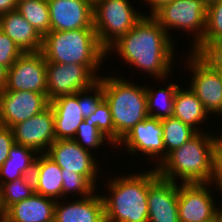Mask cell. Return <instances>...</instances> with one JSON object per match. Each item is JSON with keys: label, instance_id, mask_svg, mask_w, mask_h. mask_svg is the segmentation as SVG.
<instances>
[{"label": "cell", "instance_id": "6da1fadb", "mask_svg": "<svg viewBox=\"0 0 222 222\" xmlns=\"http://www.w3.org/2000/svg\"><path fill=\"white\" fill-rule=\"evenodd\" d=\"M172 38L151 15L145 14L127 34L107 49L106 56L116 51L124 63L163 81L168 79L175 64L174 47L177 45Z\"/></svg>", "mask_w": 222, "mask_h": 222}, {"label": "cell", "instance_id": "7a4b0ae2", "mask_svg": "<svg viewBox=\"0 0 222 222\" xmlns=\"http://www.w3.org/2000/svg\"><path fill=\"white\" fill-rule=\"evenodd\" d=\"M213 134L206 130L197 132L171 151L156 167L158 175L180 184L209 183L213 174V151L219 137Z\"/></svg>", "mask_w": 222, "mask_h": 222}, {"label": "cell", "instance_id": "3957f363", "mask_svg": "<svg viewBox=\"0 0 222 222\" xmlns=\"http://www.w3.org/2000/svg\"><path fill=\"white\" fill-rule=\"evenodd\" d=\"M41 52L47 63L86 65L98 78L107 58L95 29L50 31L43 36Z\"/></svg>", "mask_w": 222, "mask_h": 222}, {"label": "cell", "instance_id": "277c9868", "mask_svg": "<svg viewBox=\"0 0 222 222\" xmlns=\"http://www.w3.org/2000/svg\"><path fill=\"white\" fill-rule=\"evenodd\" d=\"M108 179L101 195L106 222H148V170Z\"/></svg>", "mask_w": 222, "mask_h": 222}, {"label": "cell", "instance_id": "5b68a950", "mask_svg": "<svg viewBox=\"0 0 222 222\" xmlns=\"http://www.w3.org/2000/svg\"><path fill=\"white\" fill-rule=\"evenodd\" d=\"M98 80L103 86L104 100L110 107L117 145L137 123L149 117L145 84L140 86L114 74L102 75Z\"/></svg>", "mask_w": 222, "mask_h": 222}, {"label": "cell", "instance_id": "8992f818", "mask_svg": "<svg viewBox=\"0 0 222 222\" xmlns=\"http://www.w3.org/2000/svg\"><path fill=\"white\" fill-rule=\"evenodd\" d=\"M129 1L96 0L93 3V27L106 51L145 16L141 11H136Z\"/></svg>", "mask_w": 222, "mask_h": 222}, {"label": "cell", "instance_id": "52a82bcc", "mask_svg": "<svg viewBox=\"0 0 222 222\" xmlns=\"http://www.w3.org/2000/svg\"><path fill=\"white\" fill-rule=\"evenodd\" d=\"M207 5L202 0H172L159 7L151 16L169 34V30L193 34L192 49L202 40L206 26Z\"/></svg>", "mask_w": 222, "mask_h": 222}, {"label": "cell", "instance_id": "ba28073f", "mask_svg": "<svg viewBox=\"0 0 222 222\" xmlns=\"http://www.w3.org/2000/svg\"><path fill=\"white\" fill-rule=\"evenodd\" d=\"M189 52L185 58L186 67L192 72L189 89L209 115L222 116V78L218 69L203 54Z\"/></svg>", "mask_w": 222, "mask_h": 222}, {"label": "cell", "instance_id": "9c48e42d", "mask_svg": "<svg viewBox=\"0 0 222 222\" xmlns=\"http://www.w3.org/2000/svg\"><path fill=\"white\" fill-rule=\"evenodd\" d=\"M47 61L41 51L24 52L6 70L4 91H33L47 96Z\"/></svg>", "mask_w": 222, "mask_h": 222}, {"label": "cell", "instance_id": "30bf717a", "mask_svg": "<svg viewBox=\"0 0 222 222\" xmlns=\"http://www.w3.org/2000/svg\"><path fill=\"white\" fill-rule=\"evenodd\" d=\"M46 77L49 101L62 95H73L99 79L86 65L75 63H47Z\"/></svg>", "mask_w": 222, "mask_h": 222}, {"label": "cell", "instance_id": "8fae6325", "mask_svg": "<svg viewBox=\"0 0 222 222\" xmlns=\"http://www.w3.org/2000/svg\"><path fill=\"white\" fill-rule=\"evenodd\" d=\"M209 185V183H179V222H217L218 203H215Z\"/></svg>", "mask_w": 222, "mask_h": 222}, {"label": "cell", "instance_id": "7c38bea8", "mask_svg": "<svg viewBox=\"0 0 222 222\" xmlns=\"http://www.w3.org/2000/svg\"><path fill=\"white\" fill-rule=\"evenodd\" d=\"M179 183L164 179L157 169H148V222H179Z\"/></svg>", "mask_w": 222, "mask_h": 222}, {"label": "cell", "instance_id": "4fadbf2b", "mask_svg": "<svg viewBox=\"0 0 222 222\" xmlns=\"http://www.w3.org/2000/svg\"><path fill=\"white\" fill-rule=\"evenodd\" d=\"M163 127L161 120L147 117L137 123L115 146L126 147L127 153L141 154L148 158H157L155 168L165 159V147L163 143ZM123 145V146H122ZM159 156V158H158Z\"/></svg>", "mask_w": 222, "mask_h": 222}, {"label": "cell", "instance_id": "5bb4252c", "mask_svg": "<svg viewBox=\"0 0 222 222\" xmlns=\"http://www.w3.org/2000/svg\"><path fill=\"white\" fill-rule=\"evenodd\" d=\"M46 154L62 169L87 177L95 186L99 176V161L91 151L82 148L73 139L55 140Z\"/></svg>", "mask_w": 222, "mask_h": 222}, {"label": "cell", "instance_id": "9a60e30c", "mask_svg": "<svg viewBox=\"0 0 222 222\" xmlns=\"http://www.w3.org/2000/svg\"><path fill=\"white\" fill-rule=\"evenodd\" d=\"M50 105L48 97L33 91H0L1 126L12 128L42 112Z\"/></svg>", "mask_w": 222, "mask_h": 222}, {"label": "cell", "instance_id": "2e32d148", "mask_svg": "<svg viewBox=\"0 0 222 222\" xmlns=\"http://www.w3.org/2000/svg\"><path fill=\"white\" fill-rule=\"evenodd\" d=\"M11 129L16 144L30 147L37 153H46L56 140L52 107L49 105L42 112L14 125Z\"/></svg>", "mask_w": 222, "mask_h": 222}, {"label": "cell", "instance_id": "e0dca14e", "mask_svg": "<svg viewBox=\"0 0 222 222\" xmlns=\"http://www.w3.org/2000/svg\"><path fill=\"white\" fill-rule=\"evenodd\" d=\"M50 31L94 29L93 2L90 0H47Z\"/></svg>", "mask_w": 222, "mask_h": 222}, {"label": "cell", "instance_id": "ac0fdd59", "mask_svg": "<svg viewBox=\"0 0 222 222\" xmlns=\"http://www.w3.org/2000/svg\"><path fill=\"white\" fill-rule=\"evenodd\" d=\"M64 204L56 201L55 222H106L103 200L96 192Z\"/></svg>", "mask_w": 222, "mask_h": 222}, {"label": "cell", "instance_id": "d6986e66", "mask_svg": "<svg viewBox=\"0 0 222 222\" xmlns=\"http://www.w3.org/2000/svg\"><path fill=\"white\" fill-rule=\"evenodd\" d=\"M55 124V139H73L78 126L84 121L81 105L78 104V92L62 95L50 101Z\"/></svg>", "mask_w": 222, "mask_h": 222}, {"label": "cell", "instance_id": "ffe728a7", "mask_svg": "<svg viewBox=\"0 0 222 222\" xmlns=\"http://www.w3.org/2000/svg\"><path fill=\"white\" fill-rule=\"evenodd\" d=\"M56 201L34 193L5 212V222H52L54 221Z\"/></svg>", "mask_w": 222, "mask_h": 222}, {"label": "cell", "instance_id": "44dd1931", "mask_svg": "<svg viewBox=\"0 0 222 222\" xmlns=\"http://www.w3.org/2000/svg\"><path fill=\"white\" fill-rule=\"evenodd\" d=\"M35 193L58 201L63 200L62 169L46 154L38 153L33 170Z\"/></svg>", "mask_w": 222, "mask_h": 222}, {"label": "cell", "instance_id": "7402d4cb", "mask_svg": "<svg viewBox=\"0 0 222 222\" xmlns=\"http://www.w3.org/2000/svg\"><path fill=\"white\" fill-rule=\"evenodd\" d=\"M0 29L23 52L41 51L43 37L17 10L0 16Z\"/></svg>", "mask_w": 222, "mask_h": 222}, {"label": "cell", "instance_id": "603a6c76", "mask_svg": "<svg viewBox=\"0 0 222 222\" xmlns=\"http://www.w3.org/2000/svg\"><path fill=\"white\" fill-rule=\"evenodd\" d=\"M208 114L202 102L189 87L187 89L186 87H178L174 97L172 116L179 118L183 123L191 126L197 132H202L203 122L209 120L210 115ZM199 125H201V128Z\"/></svg>", "mask_w": 222, "mask_h": 222}, {"label": "cell", "instance_id": "cb8c5ba5", "mask_svg": "<svg viewBox=\"0 0 222 222\" xmlns=\"http://www.w3.org/2000/svg\"><path fill=\"white\" fill-rule=\"evenodd\" d=\"M37 155L34 149L15 143L10 148L8 159L0 167V184L32 176Z\"/></svg>", "mask_w": 222, "mask_h": 222}, {"label": "cell", "instance_id": "d4e9b609", "mask_svg": "<svg viewBox=\"0 0 222 222\" xmlns=\"http://www.w3.org/2000/svg\"><path fill=\"white\" fill-rule=\"evenodd\" d=\"M145 84L146 99H147V111L149 117L156 119H164L172 116L174 107V97L176 90L180 86L179 84L171 83L166 87L154 88Z\"/></svg>", "mask_w": 222, "mask_h": 222}, {"label": "cell", "instance_id": "484cf974", "mask_svg": "<svg viewBox=\"0 0 222 222\" xmlns=\"http://www.w3.org/2000/svg\"><path fill=\"white\" fill-rule=\"evenodd\" d=\"M222 40V0L207 6L205 33L202 40L190 51L205 54Z\"/></svg>", "mask_w": 222, "mask_h": 222}, {"label": "cell", "instance_id": "4316f807", "mask_svg": "<svg viewBox=\"0 0 222 222\" xmlns=\"http://www.w3.org/2000/svg\"><path fill=\"white\" fill-rule=\"evenodd\" d=\"M16 10L42 37L50 32V12L47 0H18Z\"/></svg>", "mask_w": 222, "mask_h": 222}, {"label": "cell", "instance_id": "83f0119b", "mask_svg": "<svg viewBox=\"0 0 222 222\" xmlns=\"http://www.w3.org/2000/svg\"><path fill=\"white\" fill-rule=\"evenodd\" d=\"M161 125L164 133L165 158L171 151L181 147L197 133L194 128L174 116L162 119Z\"/></svg>", "mask_w": 222, "mask_h": 222}, {"label": "cell", "instance_id": "f1b7e54d", "mask_svg": "<svg viewBox=\"0 0 222 222\" xmlns=\"http://www.w3.org/2000/svg\"><path fill=\"white\" fill-rule=\"evenodd\" d=\"M35 193L32 176H23L0 184V210L5 212L10 206Z\"/></svg>", "mask_w": 222, "mask_h": 222}, {"label": "cell", "instance_id": "f546056e", "mask_svg": "<svg viewBox=\"0 0 222 222\" xmlns=\"http://www.w3.org/2000/svg\"><path fill=\"white\" fill-rule=\"evenodd\" d=\"M73 140L82 148L91 152H93L92 149L95 151L96 148L99 149L105 141H107L111 146L115 147L111 140L106 137L96 126H91L85 123V121L78 126Z\"/></svg>", "mask_w": 222, "mask_h": 222}, {"label": "cell", "instance_id": "4dcf8cb0", "mask_svg": "<svg viewBox=\"0 0 222 222\" xmlns=\"http://www.w3.org/2000/svg\"><path fill=\"white\" fill-rule=\"evenodd\" d=\"M85 123L96 126L116 146V131L108 103L104 100L97 110L84 119Z\"/></svg>", "mask_w": 222, "mask_h": 222}, {"label": "cell", "instance_id": "1f68e13d", "mask_svg": "<svg viewBox=\"0 0 222 222\" xmlns=\"http://www.w3.org/2000/svg\"><path fill=\"white\" fill-rule=\"evenodd\" d=\"M63 178V200L69 194H80V197H87L95 193L96 187L87 177L70 172H62ZM75 192V193H74Z\"/></svg>", "mask_w": 222, "mask_h": 222}, {"label": "cell", "instance_id": "d6a6232c", "mask_svg": "<svg viewBox=\"0 0 222 222\" xmlns=\"http://www.w3.org/2000/svg\"><path fill=\"white\" fill-rule=\"evenodd\" d=\"M103 101V86L99 80L92 86L78 91V104L81 105L84 119L94 113Z\"/></svg>", "mask_w": 222, "mask_h": 222}, {"label": "cell", "instance_id": "836d02e7", "mask_svg": "<svg viewBox=\"0 0 222 222\" xmlns=\"http://www.w3.org/2000/svg\"><path fill=\"white\" fill-rule=\"evenodd\" d=\"M24 52L0 29V64L10 68Z\"/></svg>", "mask_w": 222, "mask_h": 222}, {"label": "cell", "instance_id": "e575fe53", "mask_svg": "<svg viewBox=\"0 0 222 222\" xmlns=\"http://www.w3.org/2000/svg\"><path fill=\"white\" fill-rule=\"evenodd\" d=\"M209 184V187L215 184V188L219 189L218 193H222V135L220 134L213 151V174Z\"/></svg>", "mask_w": 222, "mask_h": 222}, {"label": "cell", "instance_id": "d590c367", "mask_svg": "<svg viewBox=\"0 0 222 222\" xmlns=\"http://www.w3.org/2000/svg\"><path fill=\"white\" fill-rule=\"evenodd\" d=\"M14 144L15 141L12 129L0 126V167L8 159L10 148Z\"/></svg>", "mask_w": 222, "mask_h": 222}, {"label": "cell", "instance_id": "8d00e7d4", "mask_svg": "<svg viewBox=\"0 0 222 222\" xmlns=\"http://www.w3.org/2000/svg\"><path fill=\"white\" fill-rule=\"evenodd\" d=\"M212 64H222V40L203 54Z\"/></svg>", "mask_w": 222, "mask_h": 222}, {"label": "cell", "instance_id": "74e56055", "mask_svg": "<svg viewBox=\"0 0 222 222\" xmlns=\"http://www.w3.org/2000/svg\"><path fill=\"white\" fill-rule=\"evenodd\" d=\"M18 0H0V16L15 11Z\"/></svg>", "mask_w": 222, "mask_h": 222}, {"label": "cell", "instance_id": "f35d334b", "mask_svg": "<svg viewBox=\"0 0 222 222\" xmlns=\"http://www.w3.org/2000/svg\"><path fill=\"white\" fill-rule=\"evenodd\" d=\"M144 3H148L150 8V14L148 15H152L159 7H161L162 5L169 3L172 0H144ZM147 1V2H146Z\"/></svg>", "mask_w": 222, "mask_h": 222}, {"label": "cell", "instance_id": "ab89813d", "mask_svg": "<svg viewBox=\"0 0 222 222\" xmlns=\"http://www.w3.org/2000/svg\"><path fill=\"white\" fill-rule=\"evenodd\" d=\"M6 68L0 64V91L4 89L6 83Z\"/></svg>", "mask_w": 222, "mask_h": 222}, {"label": "cell", "instance_id": "60d3db41", "mask_svg": "<svg viewBox=\"0 0 222 222\" xmlns=\"http://www.w3.org/2000/svg\"><path fill=\"white\" fill-rule=\"evenodd\" d=\"M218 202V207H217V222H222V204L219 206ZM221 207V208H220Z\"/></svg>", "mask_w": 222, "mask_h": 222}, {"label": "cell", "instance_id": "b9f144b4", "mask_svg": "<svg viewBox=\"0 0 222 222\" xmlns=\"http://www.w3.org/2000/svg\"><path fill=\"white\" fill-rule=\"evenodd\" d=\"M219 71L221 78H222V64H213Z\"/></svg>", "mask_w": 222, "mask_h": 222}, {"label": "cell", "instance_id": "7bdbcfd3", "mask_svg": "<svg viewBox=\"0 0 222 222\" xmlns=\"http://www.w3.org/2000/svg\"><path fill=\"white\" fill-rule=\"evenodd\" d=\"M207 6L220 0H202Z\"/></svg>", "mask_w": 222, "mask_h": 222}, {"label": "cell", "instance_id": "ee69618b", "mask_svg": "<svg viewBox=\"0 0 222 222\" xmlns=\"http://www.w3.org/2000/svg\"><path fill=\"white\" fill-rule=\"evenodd\" d=\"M0 222H5L4 212L0 210Z\"/></svg>", "mask_w": 222, "mask_h": 222}]
</instances>
